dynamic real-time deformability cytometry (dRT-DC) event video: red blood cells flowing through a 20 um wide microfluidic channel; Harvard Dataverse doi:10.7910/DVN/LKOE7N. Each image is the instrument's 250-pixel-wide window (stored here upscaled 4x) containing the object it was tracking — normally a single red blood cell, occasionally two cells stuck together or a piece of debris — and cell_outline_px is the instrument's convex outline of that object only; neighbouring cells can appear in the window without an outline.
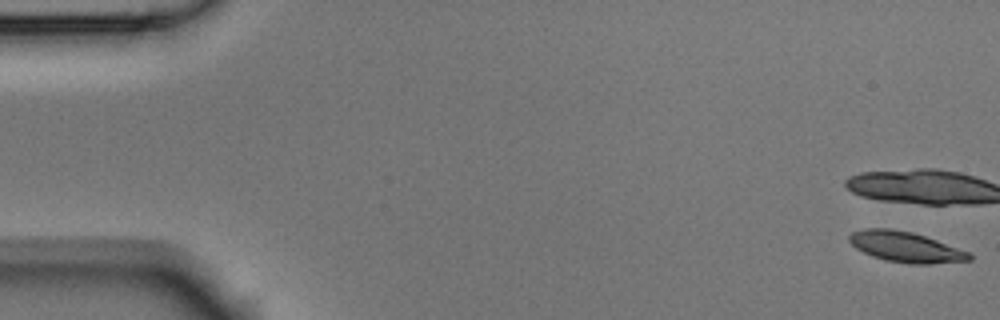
{"species": "Egyptian fruit bat (a non-hibernating species)", "species_latin": "Rousettus aegyptiacus", "temperature_condition": "room temperature", "stored_images_in_passage": 6, "camera_frame_rate_fps": 3000, "um_per_image_px": 0.085, "animal": {"sex": "male"}, "frame": {"image": 1, "passage_image": 1, "time_ms": 0.0, "image_size_px": [1000, 320], "cell_outline_px": [[972, 260], [928, 264], [908, 264], [884, 260], [872, 256], [856, 248], [848, 240], [848, 236], [852, 232], [864, 228], [888, 228], [912, 232], [972, 252]], "centroid_in_image_um": [76.99, 20.99], "position_along_channel_um": 8.0, "area_um2": 21.44}}